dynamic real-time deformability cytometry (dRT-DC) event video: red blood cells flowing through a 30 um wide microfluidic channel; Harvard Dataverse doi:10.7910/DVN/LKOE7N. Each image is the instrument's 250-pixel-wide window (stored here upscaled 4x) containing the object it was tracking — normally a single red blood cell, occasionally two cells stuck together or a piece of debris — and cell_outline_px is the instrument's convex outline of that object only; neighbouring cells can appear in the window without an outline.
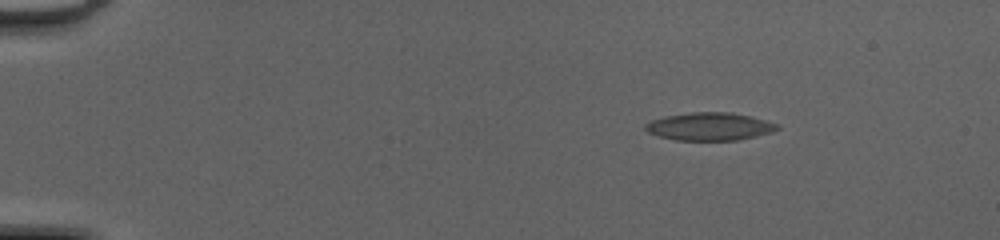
{"species": "common noctule bat (a hibernating species)", "species_latin": "Nyctalus noctula", "temperature_condition": "cold", "stored_images_in_passage": 44, "camera_frame_rate_fps": 3000, "um_per_image_px": 0.085, "animal": {"sex": "female", "body_mass_g": 20.0, "forearm_length_mm": 54.0}, "frame": {"image": 1, "passage_image": 1, "time_ms": 0.0, "image_size_px": [1000, 240], "cell_outline_px": [[780, 128], [772, 132], [756, 136], [736, 140], [676, 140], [660, 136], [648, 132], [644, 128], [644, 124], [652, 120], [664, 116], [692, 112], [732, 112], [780, 124]], "centroid_in_image_um": [60.32, 10.75], "position_along_channel_um": 24.7, "area_um2": 21.33}}
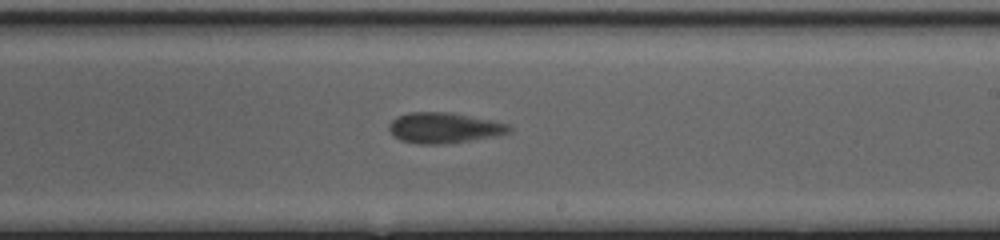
{"frame": {"image": 2, "passage_image": 25, "time_ms": 8.0, "image_size_px": [1000, 240], "cell_outline_px": [[512, 132], [492, 136], [444, 144], [420, 144], [400, 140], [388, 128], [388, 124], [396, 116], [408, 112], [448, 112], [492, 120], [512, 124]], "centroid_in_image_um": [37.75, 10.85], "position_along_channel_um": 251.2, "area_um2": 21.33}}
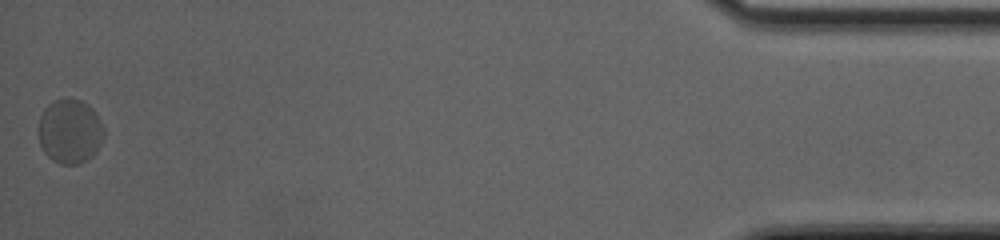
{"frame": {"image": 3, "passage_image": 44, "time_ms": 14.333, "image_size_px": [1000, 240], "cell_outline_px": [[104, 136], [96, 152], [88, 160], [80, 164], [60, 164], [52, 160], [44, 152], [40, 144], [40, 116], [44, 108], [48, 104], [56, 100], [80, 100], [88, 104], [96, 112], [104, 128]], "centroid_in_image_um": [5.97, 11.19], "position_along_channel_um": 429.2, "area_um2": 24.45}, "authors_computed_cell_mechanics": {"area_um2": 21.4727, "velocity_mm_per_s": 4.1267, "shape_relaxation_time_tau1_ms": 3.4812, "shape_relaxation_time_tau2_ms": 1.9045, "deformation_change_tau1": 0.1034, "deformation_change_tau2": 0.0781}}